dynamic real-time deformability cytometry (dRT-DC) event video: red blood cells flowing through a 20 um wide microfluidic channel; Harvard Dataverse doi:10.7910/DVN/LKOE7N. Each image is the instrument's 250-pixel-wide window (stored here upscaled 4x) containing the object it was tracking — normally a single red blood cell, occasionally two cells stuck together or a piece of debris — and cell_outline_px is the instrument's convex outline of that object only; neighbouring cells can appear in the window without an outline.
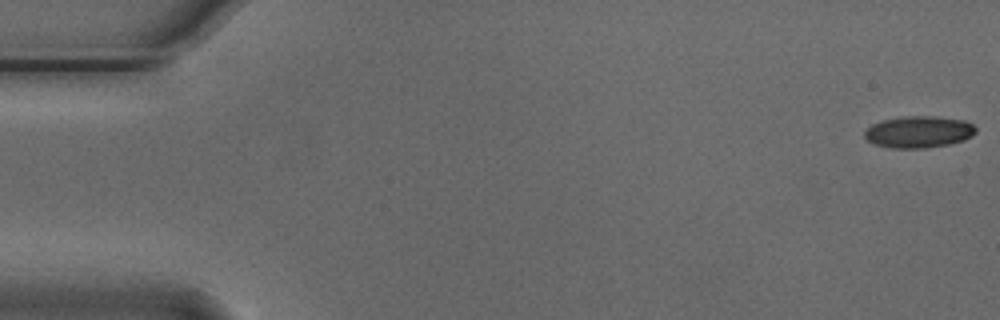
{"species": "Egyptian fruit bat (a non-hibernating species)", "species_latin": "Rousettus aegyptiacus", "temperature_condition": "cold", "stored_images_in_passage": 55, "camera_frame_rate_fps": 3000, "um_per_image_px": 0.085, "animal": {"sex": "male"}, "frame": {"image": 1, "passage_image": 1, "time_ms": 0.0, "image_size_px": [1000, 320], "cell_outline_px": [[976, 132], [972, 136], [964, 140], [948, 144], [924, 148], [892, 148], [876, 144], [868, 140], [864, 136], [864, 132], [872, 124], [884, 120], [904, 116], [936, 116], [964, 120], [972, 124], [976, 128]], "centroid_in_image_um": [78.12, 11.2], "position_along_channel_um": 6.9, "area_um2": 20.46}}
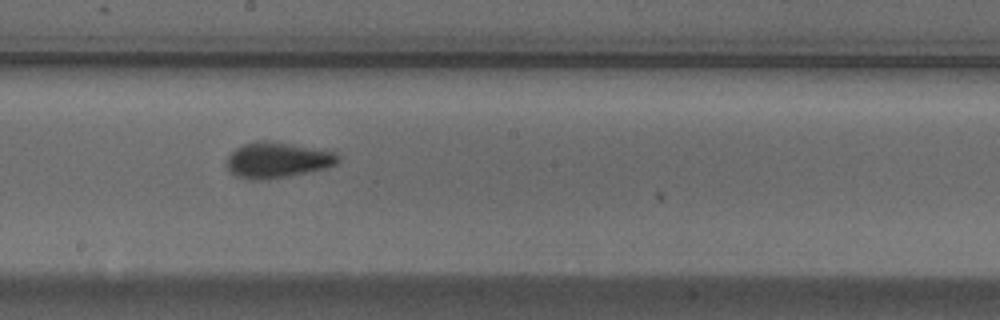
{"frame": {"image": 2, "passage_image": 30, "time_ms": 9.667, "image_size_px": [1000, 320], "cell_outline_px": [[340, 160], [336, 164], [324, 168], [288, 176], [268, 180], [248, 180], [236, 176], [228, 172], [224, 164], [224, 160], [236, 148], [244, 144], [256, 140], [272, 140], [336, 152], [340, 156]], "centroid_in_image_um": [23.51, 13.6], "position_along_channel_um": 224.7, "area_um2": 23.64}}
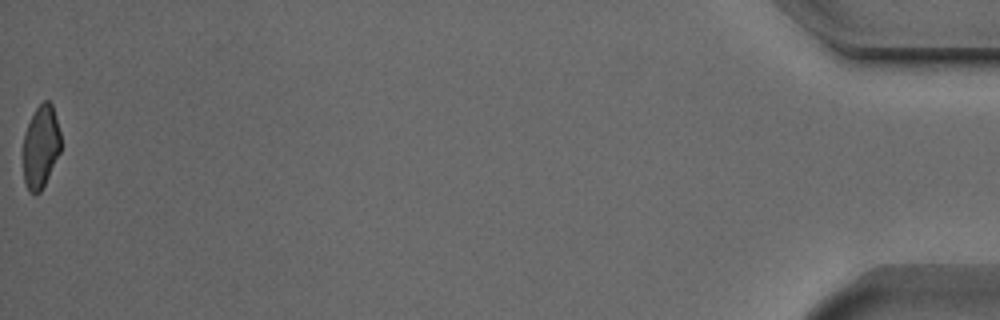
{"frame": {"image": 3, "passage_image": 55, "time_ms": 18.0, "image_size_px": [1000, 320], "cell_outline_px": [[60, 152], [40, 192], [36, 196], [28, 192], [24, 184], [24, 132], [36, 108], [44, 100], [48, 100], [52, 104], [60, 132]], "centroid_in_image_um": [3.45, 12.5], "position_along_channel_um": 431.7, "area_um2": 18.03}, "authors_computed_cell_mechanics": {"area_um2": 20.8658, "velocity_mm_per_s": 3.747, "shape_relaxation_time_tau1_ms": 4.7121, "shape_relaxation_time_tau2_ms": 1.8592, "deformation_change_tau1": 0.108, "deformation_change_tau2": 0.0742}}